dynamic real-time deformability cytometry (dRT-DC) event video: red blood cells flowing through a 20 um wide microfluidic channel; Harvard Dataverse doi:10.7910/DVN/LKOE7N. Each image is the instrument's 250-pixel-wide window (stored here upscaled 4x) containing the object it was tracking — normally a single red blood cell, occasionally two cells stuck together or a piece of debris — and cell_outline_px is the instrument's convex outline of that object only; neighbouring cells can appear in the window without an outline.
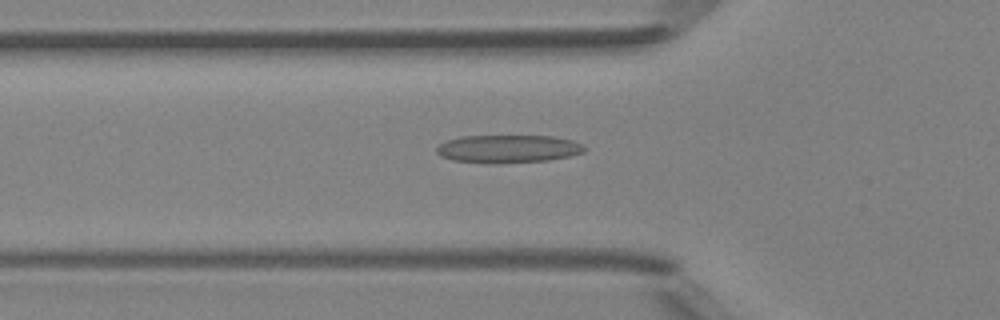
{"species": "Egyptian fruit bat (a non-hibernating species)", "species_latin": "Rousettus aegyptiacus", "temperature_condition": "room temperature", "stored_images_in_passage": 32, "camera_frame_rate_fps": 3000, "um_per_image_px": 0.085, "animal": {"sex": "female"}, "frame": {"image": 1, "passage_image": 5, "time_ms": 1.333, "image_size_px": [1000, 320], "cell_outline_px": [[584, 152], [568, 156], [548, 160], [500, 164], [492, 164], [452, 160], [440, 156], [436, 152], [436, 148], [440, 144], [448, 140], [460, 136], [552, 136], [572, 140], [584, 144]], "centroid_in_image_um": [43.17, 12.66], "position_along_channel_um": 82.6, "area_um2": 24.22}}
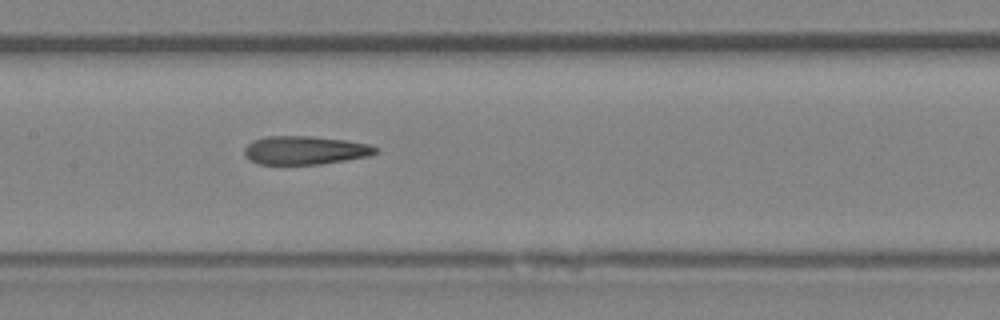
{"frame": {"image": 2, "passage_image": 12, "time_ms": 3.667, "image_size_px": [1000, 320], "cell_outline_px": [[380, 148], [376, 152], [368, 156], [320, 164], [256, 164], [248, 160], [244, 156], [244, 148], [252, 140], [264, 136], [312, 136], [344, 140], [368, 144]], "centroid_in_image_um": [25.86, 12.77], "position_along_channel_um": 181.5, "area_um2": 21.85}}
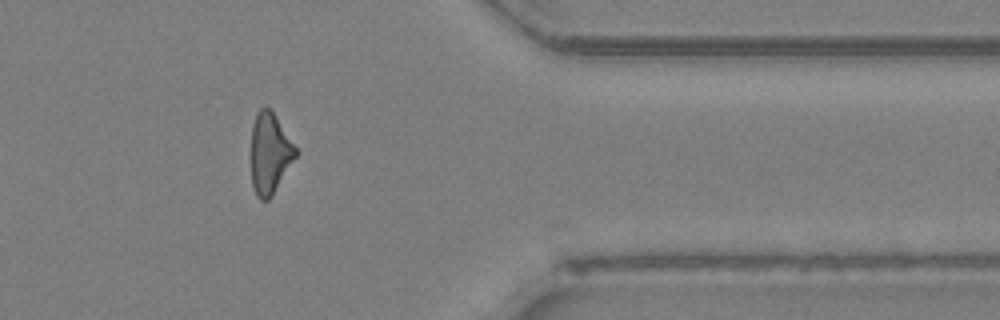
{"frame": {"image": 3, "passage_image": 28, "time_ms": 9.0, "image_size_px": [1000, 320], "cell_outline_px": [[300, 152], [272, 196], [268, 200], [260, 200], [256, 196], [252, 188], [252, 124], [256, 112], [264, 104], [276, 116]], "centroid_in_image_um": [22.96, 13.03], "position_along_channel_um": 388.4, "area_um2": 21.33}, "authors_computed_cell_mechanics": {"area_um2": 22.1952, "velocity_mm_per_s": 4.226, "shape_relaxation_time_tau1_ms": null, "shape_relaxation_time_tau2_ms": 3.0166, "deformation_change_tau1": null, "deformation_change_tau2": 0.136}}